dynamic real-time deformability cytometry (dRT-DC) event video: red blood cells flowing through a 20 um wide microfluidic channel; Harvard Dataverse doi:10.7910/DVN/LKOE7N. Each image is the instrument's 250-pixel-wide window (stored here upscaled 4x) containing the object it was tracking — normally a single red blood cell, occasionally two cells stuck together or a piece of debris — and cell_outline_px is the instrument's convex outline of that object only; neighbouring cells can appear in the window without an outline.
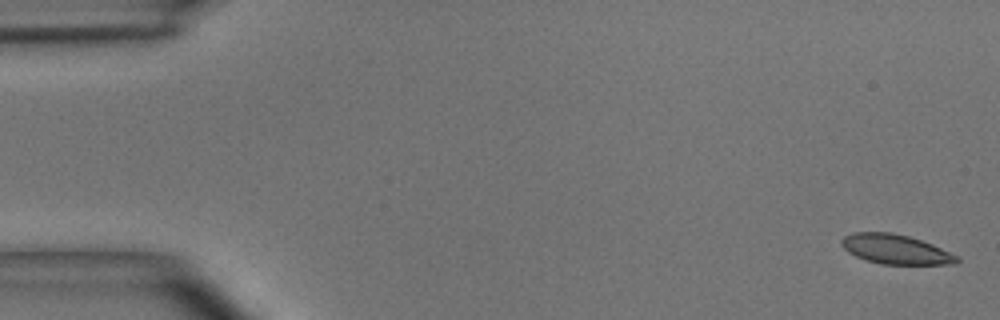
{"species": "common noctule bat (a hibernating species)", "species_latin": "Nyctalus noctula", "temperature_condition": "room temperature", "stored_images_in_passage": 5, "camera_frame_rate_fps": 3000, "um_per_image_px": 0.085, "animal": {"sex": "male", "body_mass_g": 15.6}, "frame": {"image": 1, "passage_image": 1, "time_ms": 0.0, "image_size_px": [1000, 320], "cell_outline_px": [[960, 260], [956, 264], [880, 264], [864, 260], [848, 252], [840, 244], [840, 240], [844, 236], [852, 232], [892, 232], [908, 236], [932, 244], [960, 256]], "centroid_in_image_um": [76.12, 21.19], "position_along_channel_um": 8.9, "area_um2": 20.06}}
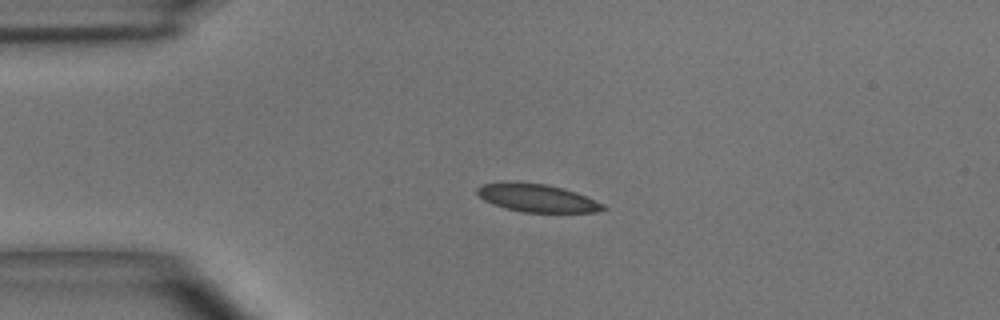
{"frame": {"image": 2, "passage_image": 4, "time_ms": 1.0, "image_size_px": [1000, 320], "cell_outline_px": [[608, 208], [596, 212], [524, 212], [492, 204], [484, 200], [476, 192], [476, 188], [480, 184], [504, 180], [512, 180], [544, 184], [564, 188], [576, 192], [604, 204]], "centroid_in_image_um": [45.6, 16.79], "position_along_channel_um": 39.4, "area_um2": 20.81}}